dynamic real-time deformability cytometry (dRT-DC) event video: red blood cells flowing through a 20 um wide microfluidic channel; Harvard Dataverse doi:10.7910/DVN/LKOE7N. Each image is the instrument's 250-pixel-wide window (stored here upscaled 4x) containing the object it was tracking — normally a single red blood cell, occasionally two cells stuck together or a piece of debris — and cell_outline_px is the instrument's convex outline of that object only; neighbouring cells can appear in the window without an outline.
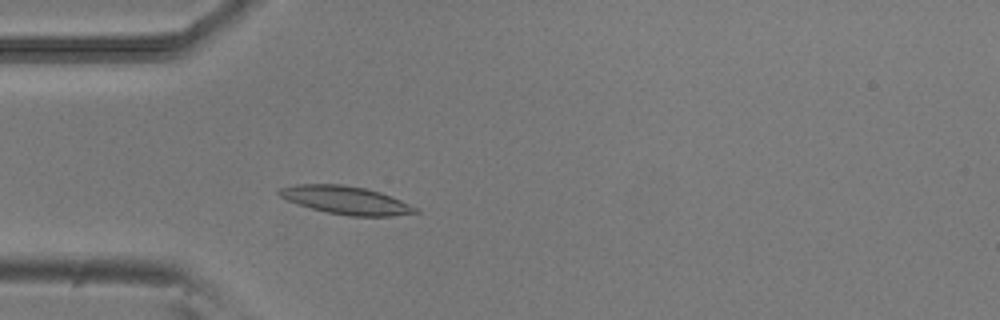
{"species": "common noctule bat (a hibernating species)", "species_latin": "Nyctalus noctula", "temperature_condition": "room temperature", "stored_images_in_passage": 38, "camera_frame_rate_fps": 3000, "um_per_image_px": 0.085, "animal": {"sex": "male", "body_mass_g": 20.5, "forearm_length_mm": 52.5}, "frame": {"image": 1, "passage_image": 1, "time_ms": 0.0, "image_size_px": [1000, 320], "cell_outline_px": [[420, 212], [392, 216], [348, 216], [328, 212], [312, 208], [288, 200], [280, 196], [276, 192], [280, 188], [292, 184], [340, 184], [364, 188], [380, 192], [420, 208]], "centroid_in_image_um": [29.43, 17.01], "position_along_channel_um": 55.6, "area_um2": 22.14}}
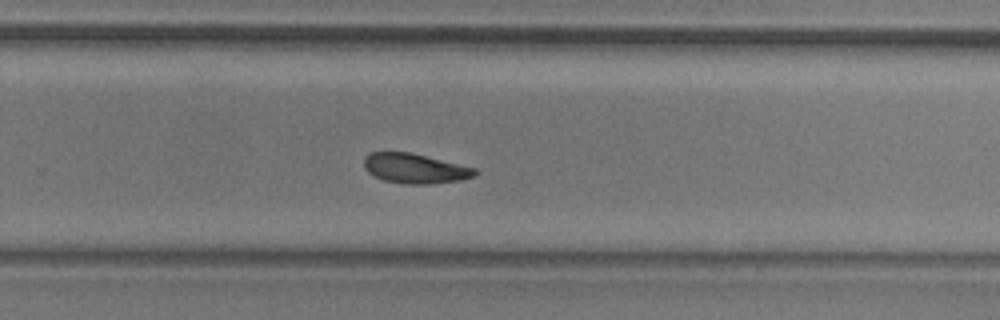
{"frame": {"image": 2, "passage_image": 20, "time_ms": 6.333, "image_size_px": [1000, 320], "cell_outline_px": [[480, 172], [472, 176], [460, 180], [428, 184], [404, 184], [384, 180], [372, 176], [364, 168], [364, 156], [372, 152], [408, 152], [476, 168]], "centroid_in_image_um": [35.24, 14.32], "position_along_channel_um": 294.6, "area_um2": 19.19}}
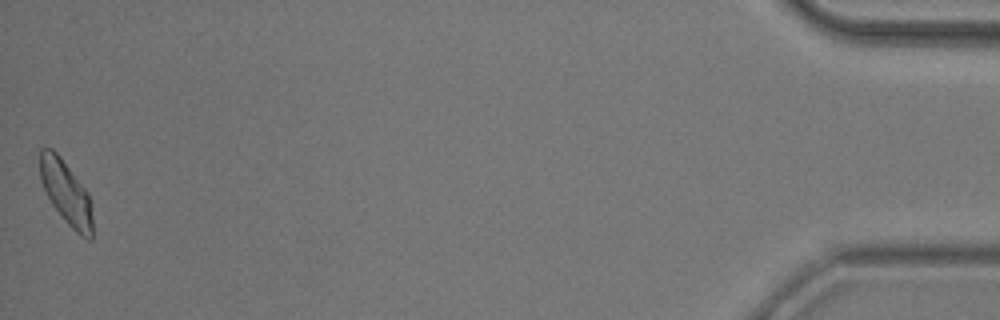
{"frame": {"image": 3, "passage_image": 38, "time_ms": 12.333, "image_size_px": [1000, 320], "cell_outline_px": [[92, 240], [88, 240], [80, 236], [64, 220], [52, 204], [40, 180], [40, 148], [52, 148], [60, 156], [88, 192], [92, 216]], "centroid_in_image_um": [5.62, 16.38], "position_along_channel_um": 429.6, "area_um2": 19.36}, "authors_computed_cell_mechanics": {"area_um2": 19.5364, "velocity_mm_per_s": 3.8544, "shape_relaxation_time_tau1_ms": 3.8696, "shape_relaxation_time_tau2_ms": 2.8175, "deformation_change_tau1": 0.1226, "deformation_change_tau2": 0.0981}}